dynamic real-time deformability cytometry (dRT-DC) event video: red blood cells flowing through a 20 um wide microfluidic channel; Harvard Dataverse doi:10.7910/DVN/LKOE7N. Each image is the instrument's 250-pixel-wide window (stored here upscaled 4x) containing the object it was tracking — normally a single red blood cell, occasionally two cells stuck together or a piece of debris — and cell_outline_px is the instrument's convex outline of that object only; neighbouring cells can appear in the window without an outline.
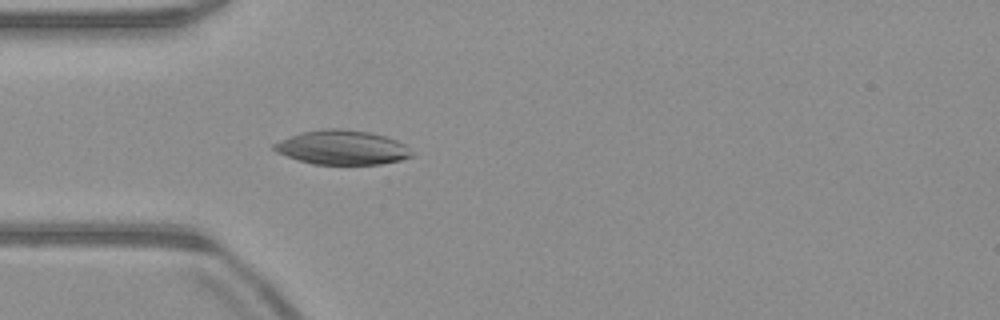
{"species": "common noctule bat (a hibernating species)", "species_latin": "Nyctalus noctula", "temperature_condition": "warm", "stored_images_in_passage": 52, "camera_frame_rate_fps": 3000, "um_per_image_px": 0.085, "animal": {"sex": "male", "body_mass_g": 23.1, "forearm_length_mm": 52.7}, "frame": {"image": 1, "passage_image": 15, "time_ms": 4.667, "image_size_px": [1000, 320], "cell_outline_px": [[416, 156], [400, 160], [380, 164], [312, 164], [276, 152], [272, 148], [272, 144], [280, 140], [300, 132], [324, 128], [340, 128], [368, 132], [384, 136], [396, 140], [404, 144]], "centroid_in_image_um": [29.08, 12.53], "position_along_channel_um": 55.9, "area_um2": 27.51}}
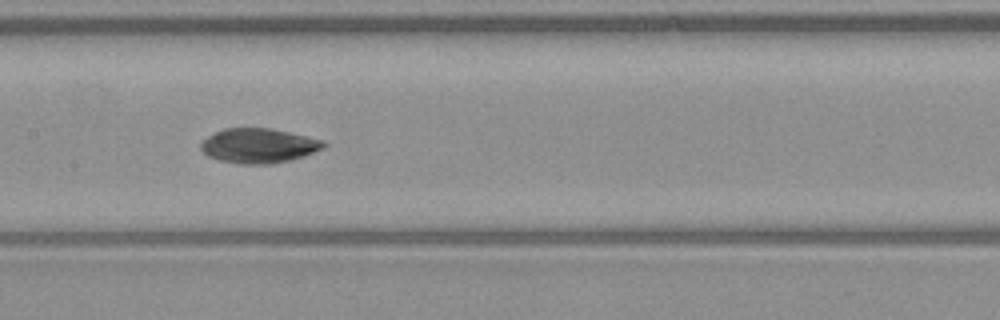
{"frame": {"image": 2, "passage_image": 25, "time_ms": 8.0, "image_size_px": [1000, 320], "cell_outline_px": [[328, 144], [324, 148], [304, 156], [292, 160], [272, 164], [240, 164], [220, 160], [208, 156], [200, 148], [200, 140], [224, 128], [272, 128], [308, 136], [324, 140]], "centroid_in_image_um": [22.01, 12.38], "position_along_channel_um": 185.4, "area_um2": 25.09}}
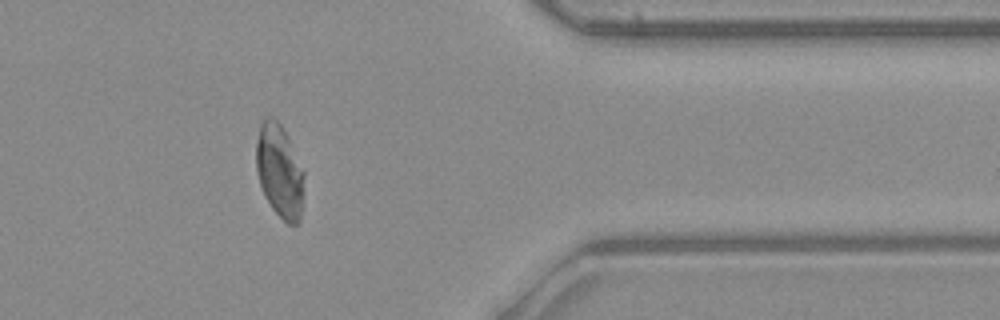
{"frame": {"image": 3, "passage_image": 42, "time_ms": 13.667, "image_size_px": [1000, 320], "cell_outline_px": [[304, 176], [300, 220], [296, 224], [288, 224], [272, 208], [264, 196], [256, 172], [256, 144], [260, 124], [268, 116], [272, 116], [280, 124], [304, 168]], "centroid_in_image_um": [23.75, 14.54], "position_along_channel_um": 387.6, "area_um2": 25.95}, "authors_computed_cell_mechanics": {"area_um2": 26.6747, "velocity_mm_per_s": 3.9669, "shape_relaxation_time_tau1_ms": null, "shape_relaxation_time_tau2_ms": 1.0411, "deformation_change_tau1": null, "deformation_change_tau2": 0.0305}}